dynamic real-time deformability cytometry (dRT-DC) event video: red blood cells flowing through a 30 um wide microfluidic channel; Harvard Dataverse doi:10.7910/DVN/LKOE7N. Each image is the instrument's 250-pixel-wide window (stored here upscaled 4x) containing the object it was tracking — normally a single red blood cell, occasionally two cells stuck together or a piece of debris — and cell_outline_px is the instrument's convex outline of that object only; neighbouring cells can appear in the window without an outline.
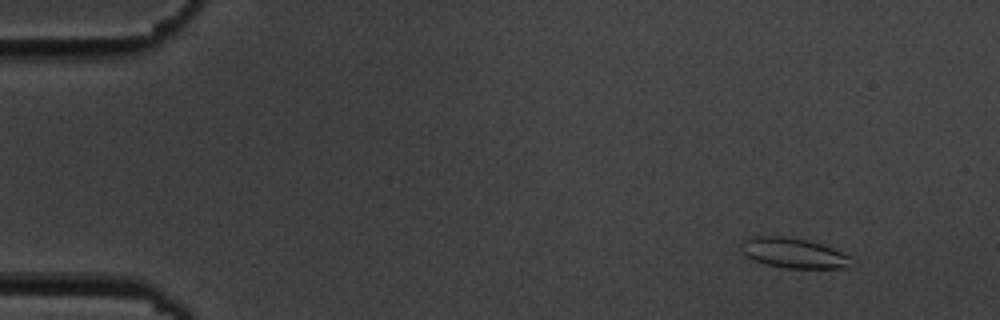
{"species": "common noctule bat (a hibernating species)", "species_latin": "Nyctalus noctula", "temperature_condition": "cold", "stored_images_in_passage": 6, "camera_frame_rate_fps": 3000, "um_per_image_px": 0.085, "animal": {"sex": "male", "body_mass_g": 19.5, "forearm_length_mm": 54.6}, "frame": {"image": 1, "passage_image": 2, "time_ms": 1.0, "image_size_px": [1000, 320], "cell_outline_px": [[852, 264], [844, 268], [784, 268], [752, 260], [740, 252], [740, 244], [744, 240], [752, 236], [784, 236], [808, 240], [832, 248], [852, 256]], "centroid_in_image_um": [67.43, 21.5], "position_along_channel_um": 17.6, "area_um2": 19.48}}
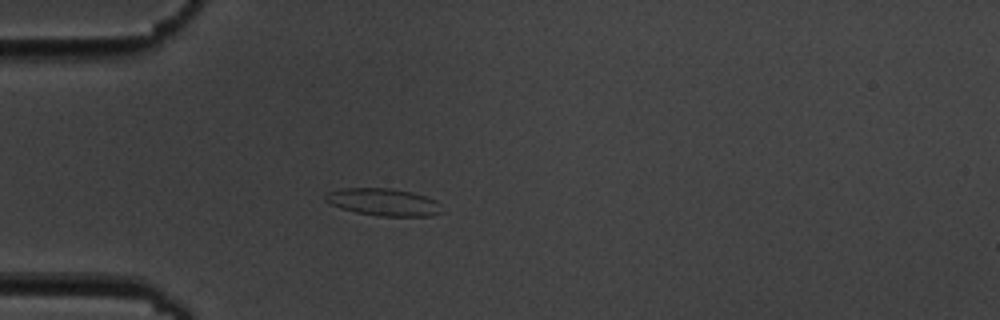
{"frame": {"image": 2, "passage_image": 5, "time_ms": 4.667, "image_size_px": [1000, 320], "cell_outline_px": [[444, 212], [432, 216], [380, 216], [356, 212], [340, 208], [324, 200], [324, 196], [328, 192], [340, 188], [388, 188], [412, 192], [428, 196], [436, 200]], "centroid_in_image_um": [32.62, 17.18], "position_along_channel_um": 52.4, "area_um2": 18.67}}